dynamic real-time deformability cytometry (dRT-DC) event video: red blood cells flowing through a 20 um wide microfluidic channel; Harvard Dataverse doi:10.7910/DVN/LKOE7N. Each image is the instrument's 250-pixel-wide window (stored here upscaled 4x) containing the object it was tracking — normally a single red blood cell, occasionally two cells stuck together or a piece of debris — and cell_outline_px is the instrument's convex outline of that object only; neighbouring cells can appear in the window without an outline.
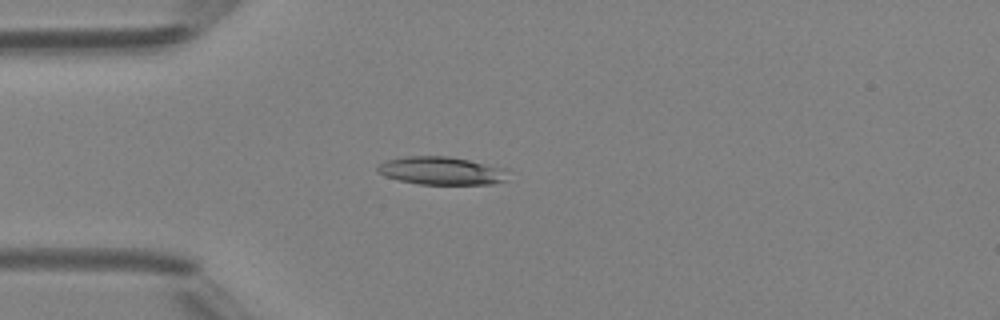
{"species": "Egyptian fruit bat (a non-hibernating species)", "species_latin": "Rousettus aegyptiacus", "temperature_condition": "room temperature", "stored_images_in_passage": 2, "camera_frame_rate_fps": 3000, "um_per_image_px": 0.085, "animal": {"sex": "female"}, "frame": {"image": 1, "passage_image": 1, "time_ms": 0.0, "image_size_px": [1000, 320], "cell_outline_px": [[508, 168], [504, 180], [492, 184], [420, 184], [400, 180], [384, 176], [376, 172], [376, 168], [380, 164], [388, 160], [404, 156], [448, 156]], "centroid_in_image_um": [37.5, 14.51], "position_along_channel_um": 47.5, "area_um2": 21.21}}